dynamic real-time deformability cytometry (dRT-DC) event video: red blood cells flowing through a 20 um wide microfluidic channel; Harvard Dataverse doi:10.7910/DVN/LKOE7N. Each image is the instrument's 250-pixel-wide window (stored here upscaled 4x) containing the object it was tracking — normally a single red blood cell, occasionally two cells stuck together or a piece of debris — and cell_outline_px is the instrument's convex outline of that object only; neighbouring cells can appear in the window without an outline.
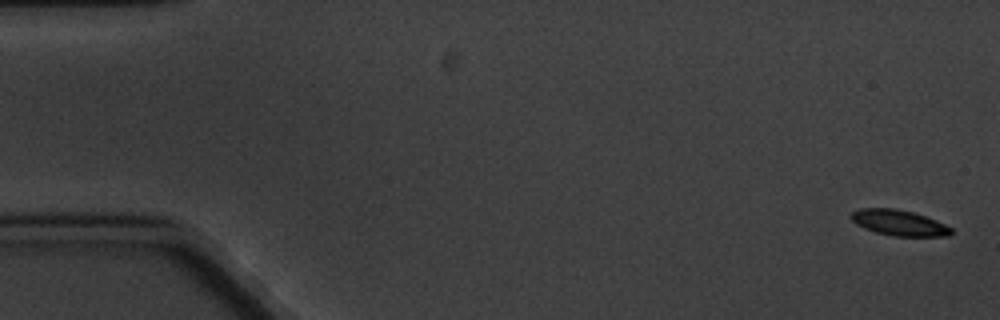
{"species": "common noctule bat (a hibernating species)", "species_latin": "Nyctalus noctula", "temperature_condition": "cold", "stored_images_in_passage": 5, "camera_frame_rate_fps": 3000, "um_per_image_px": 0.085, "animal": {"sex": "male", "body_mass_g": 20.1, "forearm_length_mm": 53.5}, "frame": {"image": 1, "passage_image": 1, "time_ms": 0.0, "image_size_px": [1000, 320], "cell_outline_px": [[952, 232], [948, 236], [892, 236], [876, 232], [864, 228], [856, 224], [848, 216], [852, 212], [860, 208], [896, 208], [912, 212], [936, 220], [952, 228]], "centroid_in_image_um": [76.38, 18.93], "position_along_channel_um": 8.6, "area_um2": 14.97}}
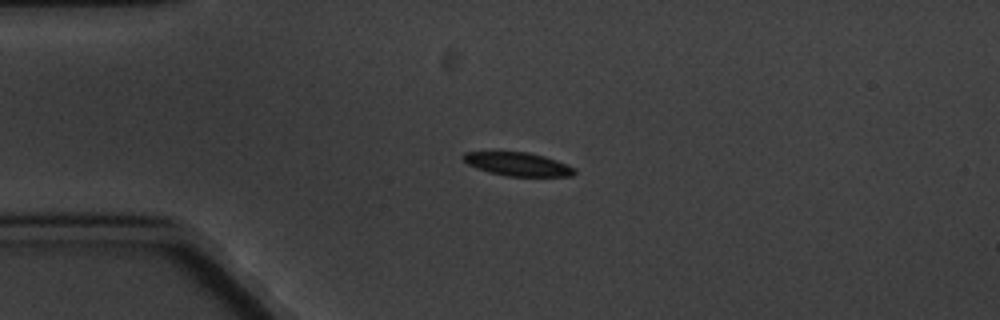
{"frame": {"image": 2, "passage_image": 4, "time_ms": 4.333, "image_size_px": [1000, 320], "cell_outline_px": [[576, 172], [572, 176], [508, 176], [488, 172], [476, 168], [468, 164], [460, 156], [464, 152], [528, 152], [544, 156], [556, 160], [576, 168]], "centroid_in_image_um": [44.01, 13.95], "position_along_channel_um": 41.0, "area_um2": 15.2}}